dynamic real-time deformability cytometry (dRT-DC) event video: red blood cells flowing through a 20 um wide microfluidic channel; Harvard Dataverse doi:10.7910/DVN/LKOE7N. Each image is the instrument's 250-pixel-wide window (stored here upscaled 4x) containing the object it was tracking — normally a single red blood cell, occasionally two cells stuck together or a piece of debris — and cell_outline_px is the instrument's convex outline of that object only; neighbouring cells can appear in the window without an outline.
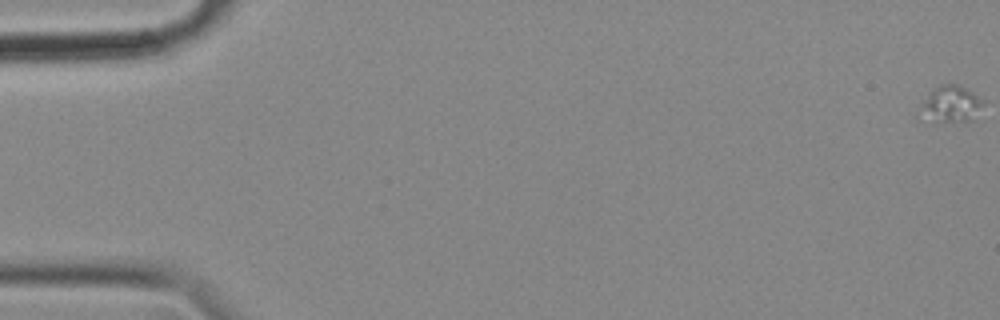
{"species": "common noctule bat (a hibernating species)", "species_latin": "Nyctalus noctula", "temperature_condition": "cold", "stored_images_in_passage": 47, "camera_frame_rate_fps": 3000, "um_per_image_px": 0.085, "animal": {"sex": "female", "body_mass_g": 18.4}, "frame": {"image": 1, "passage_image": 1, "time_ms": 0.0, "image_size_px": [1000, 320], "cell_outline_px": [[984, 104], [972, 120], [936, 120], [924, 104], [924, 100], [940, 84], [956, 84], [972, 92], [984, 100]], "centroid_in_image_um": [81.03, 8.77], "position_along_channel_um": 4.0, "area_um2": 11.79}}